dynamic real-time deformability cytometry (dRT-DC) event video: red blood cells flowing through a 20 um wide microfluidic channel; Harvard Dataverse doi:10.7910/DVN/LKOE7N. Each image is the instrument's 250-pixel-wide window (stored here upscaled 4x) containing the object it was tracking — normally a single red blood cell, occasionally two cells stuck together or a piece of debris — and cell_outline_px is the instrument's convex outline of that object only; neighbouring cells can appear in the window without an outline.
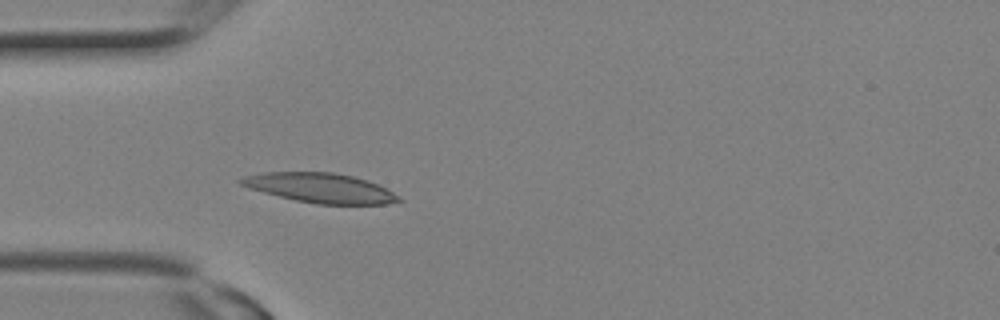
{"species": "Egyptian fruit bat (a non-hibernating species)", "species_latin": "Rousettus aegyptiacus", "temperature_condition": "room temperature", "stored_images_in_passage": 6, "camera_frame_rate_fps": 3000, "um_per_image_px": 0.085, "animal": {"sex": "female"}, "frame": {"image": 1, "passage_image": 6, "time_ms": 1.667, "image_size_px": [1000, 320], "cell_outline_px": [[404, 200], [388, 204], [316, 204], [296, 200], [248, 188], [240, 184], [236, 180], [244, 176], [264, 172], [332, 172], [352, 176], [368, 180], [400, 196]], "centroid_in_image_um": [27.22, 15.97], "position_along_channel_um": 57.8, "area_um2": 27.11}}